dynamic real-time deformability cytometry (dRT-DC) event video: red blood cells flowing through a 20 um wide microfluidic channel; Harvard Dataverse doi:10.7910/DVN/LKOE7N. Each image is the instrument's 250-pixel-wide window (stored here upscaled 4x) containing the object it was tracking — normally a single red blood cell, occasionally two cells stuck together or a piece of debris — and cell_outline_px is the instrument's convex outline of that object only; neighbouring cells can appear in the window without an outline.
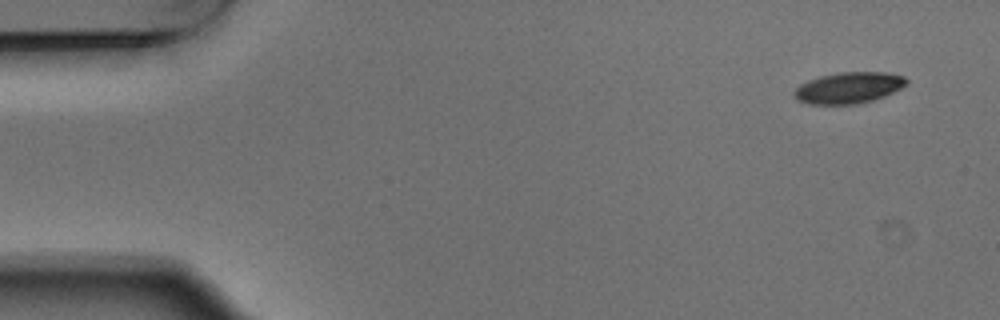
{"species": "Egyptian fruit bat (a non-hibernating species)", "species_latin": "Rousettus aegyptiacus", "temperature_condition": "warm", "stored_images_in_passage": 4, "camera_frame_rate_fps": 3000, "um_per_image_px": 0.085, "animal": {"sex": "male"}, "frame": {"image": 1, "passage_image": 1, "time_ms": 0.0, "image_size_px": [1000, 320], "cell_outline_px": [[908, 84], [884, 96], [872, 100], [856, 104], [808, 104], [796, 100], [792, 96], [792, 92], [800, 84], [808, 80], [820, 76], [840, 72], [888, 72], [904, 76], [908, 80]], "centroid_in_image_um": [72.11, 7.46], "position_along_channel_um": 12.9, "area_um2": 20.58}}
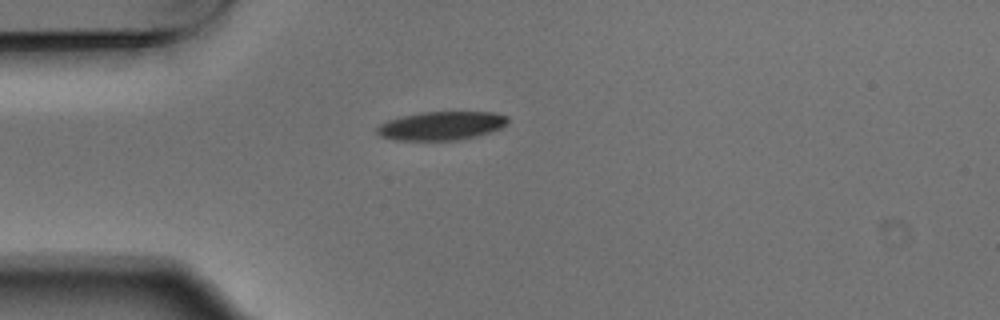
{"frame": {"image": 2, "passage_image": 4, "time_ms": 1.0, "image_size_px": [1000, 320], "cell_outline_px": [[508, 124], [500, 128], [488, 132], [456, 140], [392, 140], [380, 136], [376, 132], [376, 128], [380, 124], [388, 120], [404, 116], [424, 112], [492, 112], [508, 116]], "centroid_in_image_um": [37.49, 10.69], "position_along_channel_um": 47.5, "area_um2": 21.56}}